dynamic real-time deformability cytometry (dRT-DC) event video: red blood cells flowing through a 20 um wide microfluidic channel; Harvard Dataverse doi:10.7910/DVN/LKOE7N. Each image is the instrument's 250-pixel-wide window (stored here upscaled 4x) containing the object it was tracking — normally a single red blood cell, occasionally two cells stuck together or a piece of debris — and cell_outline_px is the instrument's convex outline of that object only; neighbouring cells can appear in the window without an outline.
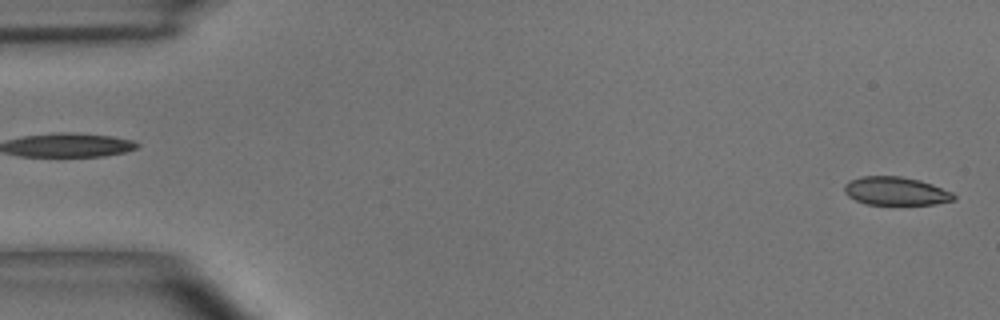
{"species": "common noctule bat (a hibernating species)", "species_latin": "Nyctalus noctula", "temperature_condition": "room temperature", "stored_images_in_passage": 49, "camera_frame_rate_fps": 3000, "um_per_image_px": 0.085, "animal": {"sex": "male", "body_mass_g": 15.6}, "frame": {"image": 1, "passage_image": 2, "time_ms": 0.333, "image_size_px": [1000, 320], "cell_outline_px": [[956, 200], [936, 204], [864, 204], [848, 196], [844, 192], [844, 184], [848, 180], [860, 176], [900, 176], [920, 180], [932, 184], [952, 192], [956, 196]], "centroid_in_image_um": [76.13, 16.23], "position_along_channel_um": 8.9, "area_um2": 18.21}}
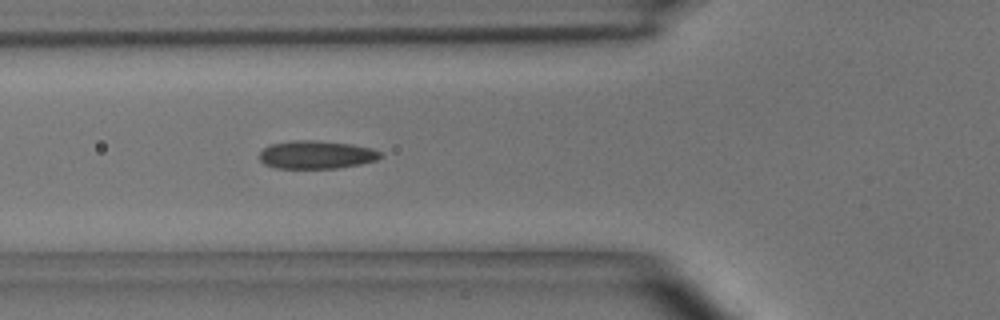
{"frame": {"image": 2, "passage_image": 18, "time_ms": 5.667, "image_size_px": [1000, 320], "cell_outline_px": [[384, 156], [376, 160], [360, 164], [336, 168], [276, 168], [264, 164], [260, 160], [260, 152], [264, 148], [272, 144], [296, 140], [312, 140], [352, 144], [372, 148], [380, 152]], "centroid_in_image_um": [26.91, 13.15], "position_along_channel_um": 98.9, "area_um2": 19.71}}
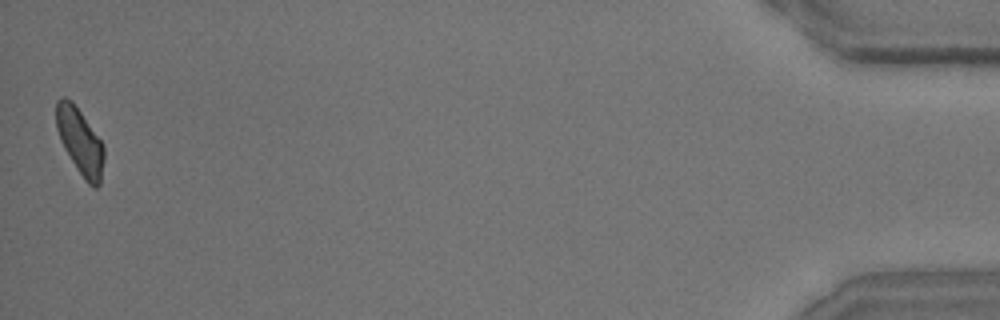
{"frame": {"image": 3, "passage_image": 49, "time_ms": 16.0, "image_size_px": [1000, 320], "cell_outline_px": [[104, 160], [100, 184], [96, 188], [92, 188], [84, 180], [64, 148], [60, 140], [56, 128], [56, 100], [64, 96], [72, 100], [104, 144]], "centroid_in_image_um": [6.81, 12.02], "position_along_channel_um": 428.4, "area_um2": 18.61}, "authors_computed_cell_mechanics": {"area_um2": 19.1318, "velocity_mm_per_s": 4.072, "shape_relaxation_time_tau1_ms": 3.7312, "shape_relaxation_time_tau2_ms": 1.5668, "deformation_change_tau1": 0.1108, "deformation_change_tau2": 0.0621}}